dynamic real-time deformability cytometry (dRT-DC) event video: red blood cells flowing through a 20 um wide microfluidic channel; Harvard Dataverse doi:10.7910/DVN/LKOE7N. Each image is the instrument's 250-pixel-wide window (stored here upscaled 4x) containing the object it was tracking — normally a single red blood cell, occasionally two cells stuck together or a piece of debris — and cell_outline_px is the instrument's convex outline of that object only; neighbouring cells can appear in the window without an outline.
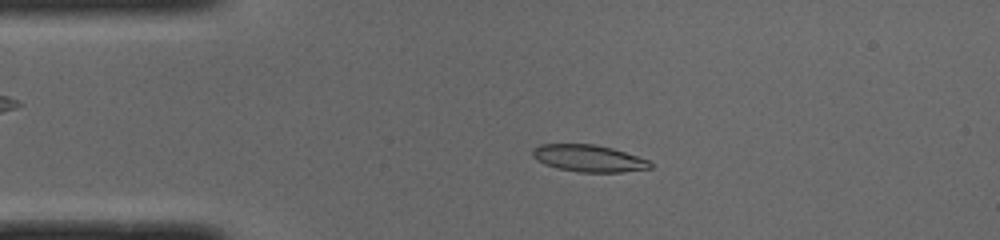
{"species": "common noctule bat (a hibernating species)", "species_latin": "Nyctalus noctula", "temperature_condition": "cold", "stored_images_in_passage": 49, "camera_frame_rate_fps": 3000, "um_per_image_px": 0.085, "animal": {"sex": "male", "body_mass_g": 19.0, "forearm_length_mm": 50.8}, "frame": {"image": 1, "passage_image": 9, "time_ms": 2.667, "image_size_px": [1000, 240], "cell_outline_px": [[652, 168], [620, 172], [580, 172], [556, 168], [544, 164], [536, 160], [532, 156], [532, 148], [540, 144], [592, 144], [612, 148], [648, 160], [652, 164]], "centroid_in_image_um": [49.98, 13.46], "position_along_channel_um": 35.0, "area_um2": 18.44}}
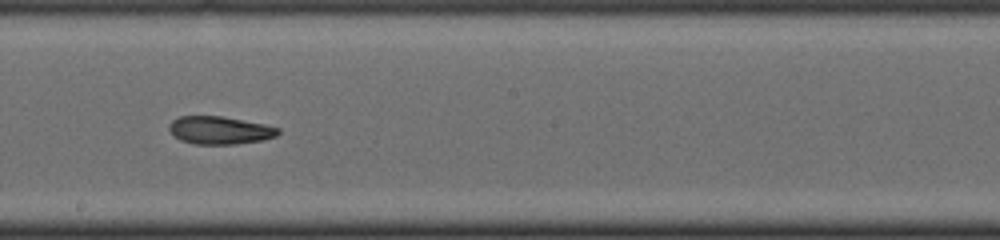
{"frame": {"image": 2, "passage_image": 26, "time_ms": 8.333, "image_size_px": [1000, 240], "cell_outline_px": [[280, 132], [276, 136], [264, 140], [236, 144], [196, 144], [180, 140], [168, 128], [168, 124], [172, 120], [180, 116], [220, 116], [264, 124], [280, 128]], "centroid_in_image_um": [18.69, 11.07], "position_along_channel_um": 229.5, "area_um2": 17.63}}
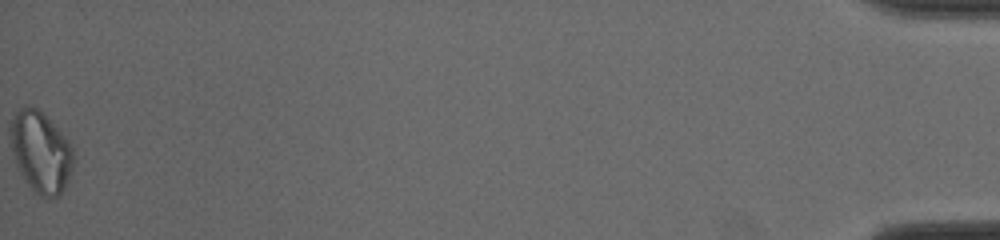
{"frame": {"image": 3, "passage_image": 49, "time_ms": 16.0, "image_size_px": [1000, 240], "cell_outline_px": [[72, 164], [64, 188], [60, 196], [52, 200], [48, 200], [40, 196], [28, 184], [20, 172], [16, 164], [12, 148], [12, 120], [16, 112], [20, 108], [36, 108], [60, 132], [72, 148]], "centroid_in_image_um": [3.47, 13.0], "position_along_channel_um": 431.7, "area_um2": 28.55}, "authors_computed_cell_mechanics": {"area_um2": 18.7272, "velocity_mm_per_s": 3.9859, "shape_relaxation_time_tau1_ms": 5.9305, "shape_relaxation_time_tau2_ms": 6.5393, "deformation_change_tau1": 0.1783, "deformation_change_tau2": 0.1145}}